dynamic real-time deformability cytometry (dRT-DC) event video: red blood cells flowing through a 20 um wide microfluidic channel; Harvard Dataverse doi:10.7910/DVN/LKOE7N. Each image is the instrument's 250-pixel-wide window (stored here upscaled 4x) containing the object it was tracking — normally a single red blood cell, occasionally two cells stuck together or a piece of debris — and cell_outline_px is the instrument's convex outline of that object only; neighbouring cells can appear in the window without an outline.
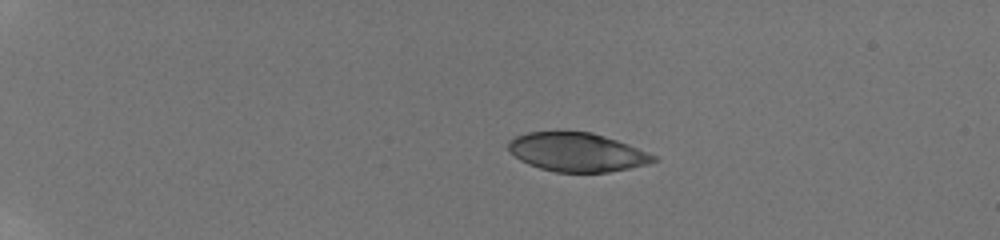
{"species": "human", "species_latin": "Homo sapiens", "temperature_condition": "room temperature", "stored_images_in_passage": 9, "camera_frame_rate_fps": 3000, "um_per_image_px": 0.085, "donor": {"sex": "male"}, "frame": {"image": 1, "passage_image": 1, "time_ms": 0.0, "image_size_px": [1000, 240], "cell_outline_px": [[660, 160], [648, 164], [608, 172], [556, 172], [540, 168], [528, 164], [520, 160], [508, 148], [508, 140], [516, 136], [528, 132], [592, 132], [628, 144], [656, 156]], "centroid_in_image_um": [49.05, 12.94], "position_along_channel_um": 35.9, "area_um2": 32.54}}
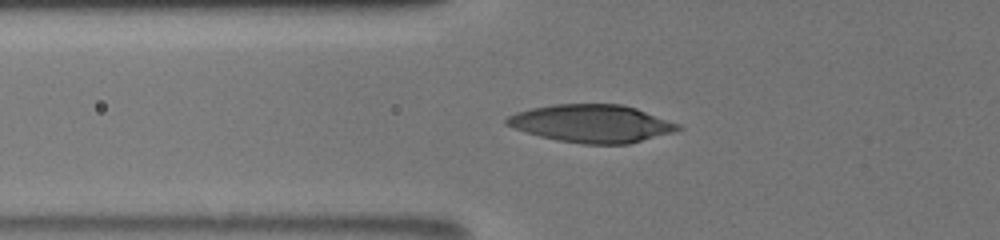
{"frame": {"image": 2, "passage_image": 6, "time_ms": 3.333, "image_size_px": [1000, 240], "cell_outline_px": [[684, 128], [672, 132], [628, 144], [584, 144], [556, 140], [540, 136], [504, 124], [504, 120], [508, 116], [516, 112], [532, 108], [556, 104], [620, 104], [636, 108], [680, 124]], "centroid_in_image_um": [50.3, 10.5], "position_along_channel_um": 75.5, "area_um2": 37.45}}
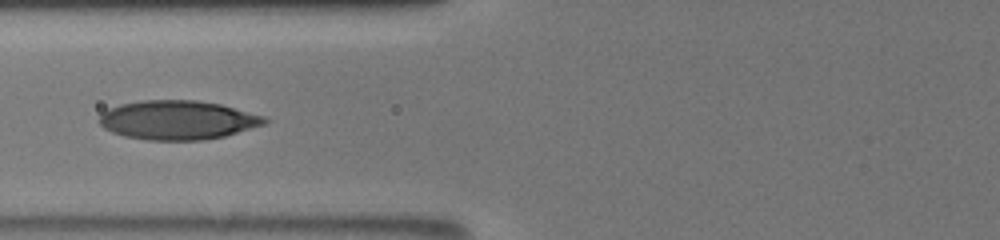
{"frame": {"image": 3, "passage_image": 8, "time_ms": 4.333, "image_size_px": [1000, 240], "cell_outline_px": [[268, 120], [264, 124], [224, 136], [204, 140], [148, 140], [124, 136], [112, 132], [104, 128], [96, 120], [108, 108], [120, 104], [140, 100], [196, 100], [220, 104], [264, 116]], "centroid_in_image_um": [15.05, 10.2], "position_along_channel_um": 110.7, "area_um2": 37.57}}